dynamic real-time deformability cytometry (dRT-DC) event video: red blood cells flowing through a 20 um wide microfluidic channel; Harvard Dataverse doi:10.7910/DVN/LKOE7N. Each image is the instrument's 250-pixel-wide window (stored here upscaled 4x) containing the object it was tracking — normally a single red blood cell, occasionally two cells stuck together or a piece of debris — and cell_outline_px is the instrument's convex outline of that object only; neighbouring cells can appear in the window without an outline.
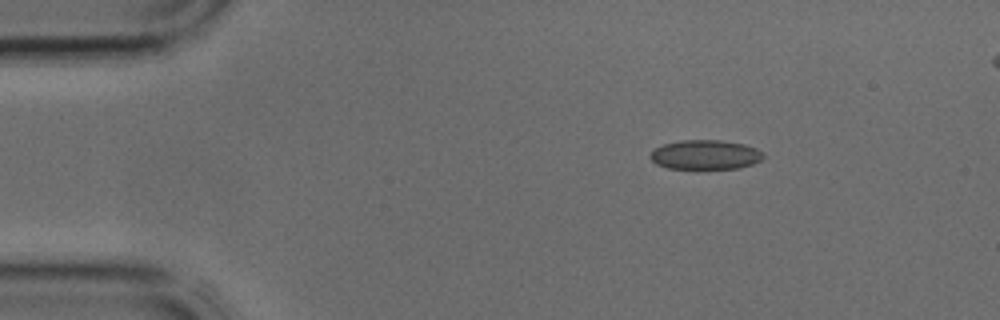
{"species": "common noctule bat (a hibernating species)", "species_latin": "Nyctalus noctula", "temperature_condition": "cold", "stored_images_in_passage": 2, "segment_of_instrument_passage": [1, 2], "camera_frame_rate_fps": 3000, "um_per_image_px": 0.085, "animal": {"sex": "male", "body_mass_g": 17.9, "forearm_length_mm": 54.2}, "frame": {"image": 1, "passage_image": 1, "time_ms": 0.0, "image_size_px": [1000, 320], "cell_outline_px": [[764, 156], [760, 160], [752, 164], [740, 168], [668, 168], [656, 164], [648, 156], [656, 148], [664, 144], [680, 140], [720, 140], [744, 144], [756, 148], [764, 152]], "centroid_in_image_um": [59.96, 13.14], "position_along_channel_um": 25.0, "area_um2": 19.31}}